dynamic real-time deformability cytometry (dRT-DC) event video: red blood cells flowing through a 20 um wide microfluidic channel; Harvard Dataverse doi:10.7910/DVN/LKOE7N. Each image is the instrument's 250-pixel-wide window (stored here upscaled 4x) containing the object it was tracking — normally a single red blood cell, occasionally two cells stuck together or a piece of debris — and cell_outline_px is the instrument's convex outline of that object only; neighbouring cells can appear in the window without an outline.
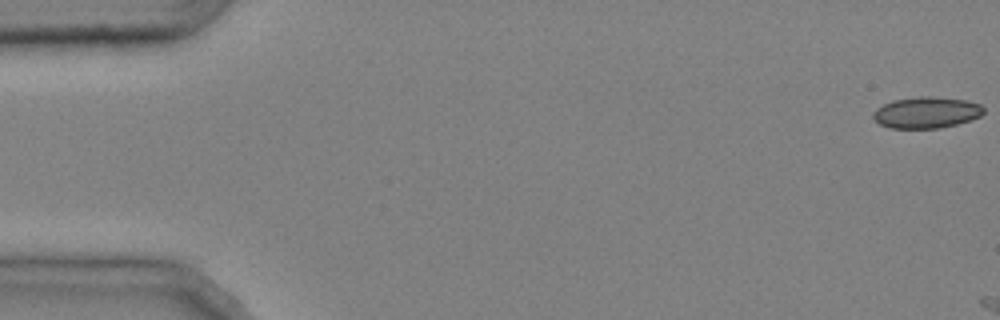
{"species": "common noctule bat (a hibernating species)", "species_latin": "Nyctalus noctula", "temperature_condition": "cold", "stored_images_in_passage": 4, "camera_frame_rate_fps": 3000, "um_per_image_px": 0.085, "animal": {"sex": "male", "body_mass_g": 20.4}, "frame": {"image": 1, "passage_image": 1, "time_ms": 0.0, "image_size_px": [1000, 320], "cell_outline_px": [[984, 112], [980, 116], [956, 124], [940, 128], [888, 128], [880, 124], [872, 116], [872, 112], [876, 108], [892, 100], [920, 96], [928, 96], [964, 100], [980, 104], [984, 108]], "centroid_in_image_um": [78.71, 9.56], "position_along_channel_um": 6.3, "area_um2": 20.06}}